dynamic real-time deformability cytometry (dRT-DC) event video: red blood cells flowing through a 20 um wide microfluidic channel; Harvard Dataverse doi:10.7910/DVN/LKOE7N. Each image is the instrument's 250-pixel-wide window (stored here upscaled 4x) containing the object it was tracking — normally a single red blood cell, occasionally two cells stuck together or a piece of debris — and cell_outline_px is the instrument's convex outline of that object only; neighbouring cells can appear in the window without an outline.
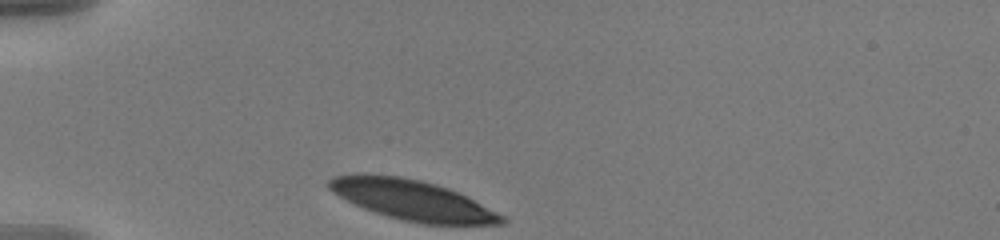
{"species": "human", "species_latin": "Homo sapiens", "temperature_condition": "warm", "stored_images_in_passage": 34, "camera_frame_rate_fps": 3000, "um_per_image_px": 0.085, "donor": {"sex": "male"}, "frame": {"image": 1, "passage_image": 1, "time_ms": 0.0, "image_size_px": [1000, 240], "cell_outline_px": [[508, 220], [504, 224], [420, 224], [388, 216], [364, 208], [332, 192], [328, 188], [328, 180], [332, 176], [360, 172], [364, 172], [400, 176], [420, 180], [436, 184], [448, 188], [504, 216]], "centroid_in_image_um": [34.98, 16.98], "position_along_channel_um": 50.0, "area_um2": 40.23}}
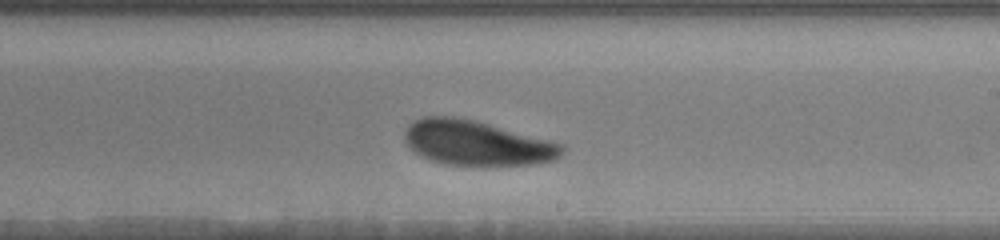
{"frame": {"image": 2, "passage_image": 20, "time_ms": 6.333, "image_size_px": [1000, 240], "cell_outline_px": [[564, 152], [556, 160], [540, 164], [484, 168], [480, 168], [444, 164], [428, 160], [420, 156], [404, 140], [404, 132], [408, 124], [424, 116], [452, 116], [476, 120], [564, 144]], "centroid_in_image_um": [40.56, 12.21], "position_along_channel_um": 248.4, "area_um2": 42.48}}
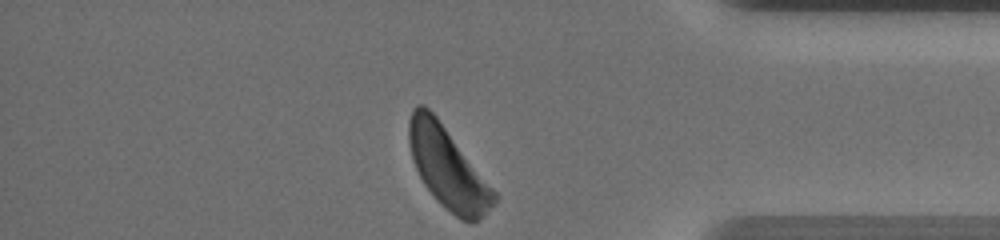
{"frame": {"image": 3, "passage_image": 34, "time_ms": 11.0, "image_size_px": [1000, 240], "cell_outline_px": [[500, 196], [484, 216], [472, 224], [460, 220], [440, 204], [436, 200], [424, 184], [412, 160], [408, 140], [408, 120], [412, 108], [416, 104], [424, 104], [436, 116]], "centroid_in_image_um": [38.06, 14.28], "position_along_channel_um": 397.1, "area_um2": 40.46}, "authors_computed_cell_mechanics": {"area_um2": 42.1362, "velocity_mm_per_s": 3.5542, "shape_relaxation_time_tau1_ms": 2.4268, "shape_relaxation_time_tau2_ms": null, "deformation_change_tau1": 0.1164, "deformation_change_tau2": null}}